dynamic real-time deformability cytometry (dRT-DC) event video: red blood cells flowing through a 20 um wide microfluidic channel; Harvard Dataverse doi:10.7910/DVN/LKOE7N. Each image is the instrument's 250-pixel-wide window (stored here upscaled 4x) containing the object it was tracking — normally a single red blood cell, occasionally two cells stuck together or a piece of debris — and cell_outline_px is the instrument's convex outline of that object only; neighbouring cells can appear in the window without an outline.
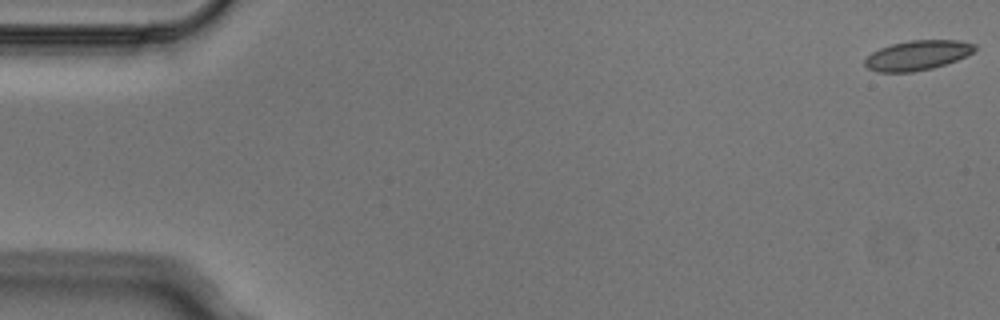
{"species": "Egyptian fruit bat (a non-hibernating species)", "species_latin": "Rousettus aegyptiacus", "temperature_condition": "cold", "stored_images_in_passage": 6, "camera_frame_rate_fps": 3000, "um_per_image_px": 0.085, "animal": {"sex": "male"}, "frame": {"image": 1, "passage_image": 1, "time_ms": 0.0, "image_size_px": [1000, 320], "cell_outline_px": [[976, 48], [972, 52], [956, 60], [932, 68], [912, 72], [876, 72], [868, 68], [864, 64], [864, 60], [872, 52], [880, 48], [892, 44], [908, 40], [960, 40], [976, 44]], "centroid_in_image_um": [77.96, 4.69], "position_along_channel_um": 7.0, "area_um2": 18.96}}